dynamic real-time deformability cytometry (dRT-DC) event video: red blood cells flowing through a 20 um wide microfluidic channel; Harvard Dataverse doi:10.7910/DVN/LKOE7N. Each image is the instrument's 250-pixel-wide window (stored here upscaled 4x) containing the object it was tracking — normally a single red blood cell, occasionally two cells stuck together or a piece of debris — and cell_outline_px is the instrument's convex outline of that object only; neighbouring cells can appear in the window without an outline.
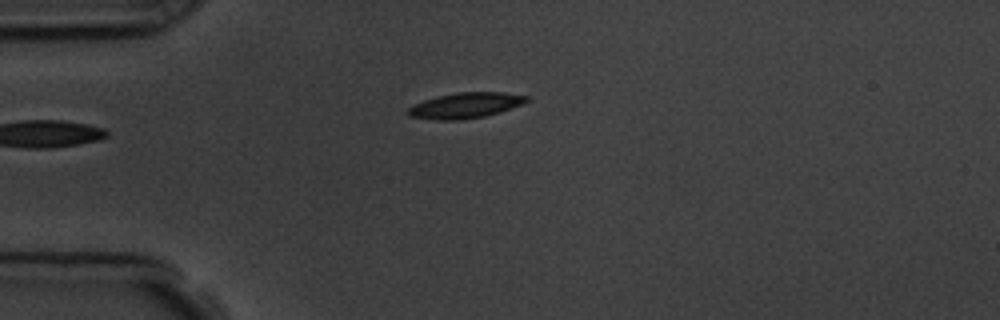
{"species": "common noctule bat (a hibernating species)", "species_latin": "Nyctalus noctula", "temperature_condition": "room temperature", "stored_images_in_passage": 38, "camera_frame_rate_fps": 3000, "um_per_image_px": 0.085, "animal": {"sex": "male", "body_mass_g": 19.5, "forearm_length_mm": 54.6}, "frame": {"image": 1, "passage_image": 1, "time_ms": 0.0, "image_size_px": [1000, 320], "cell_outline_px": [[528, 100], [520, 104], [500, 112], [484, 116], [460, 120], [436, 120], [408, 116], [408, 108], [412, 104], [436, 96], [456, 92], [504, 92], [528, 96]], "centroid_in_image_um": [39.51, 8.95], "position_along_channel_um": 45.5, "area_um2": 17.63}}
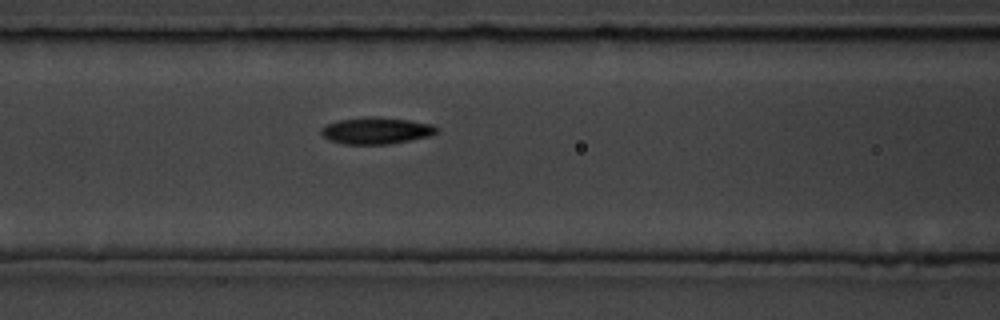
{"frame": {"image": 2, "passage_image": 10, "time_ms": 3.0, "image_size_px": [1000, 320], "cell_outline_px": [[436, 132], [428, 136], [388, 144], [344, 144], [328, 140], [320, 132], [320, 128], [324, 124], [340, 120], [364, 116], [380, 116], [408, 120], [432, 124], [436, 128]], "centroid_in_image_um": [31.9, 11.09], "position_along_channel_um": 134.7, "area_um2": 17.98}}
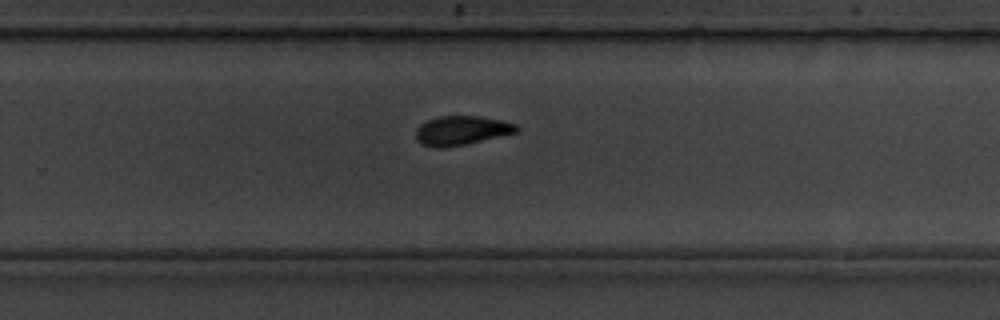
{"frame": {"image": 3, "passage_image": 23, "time_ms": 7.333, "image_size_px": [1000, 320], "cell_outline_px": [[516, 132], [464, 144], [444, 148], [436, 148], [420, 144], [416, 140], [416, 128], [420, 124], [428, 120], [440, 116], [480, 116], [500, 120], [516, 124]], "centroid_in_image_um": [39.14, 11.09], "position_along_channel_um": 290.7, "area_um2": 16.88}, "authors_computed_cell_mechanics": {"area_um2": 17.5712, "velocity_mm_per_s": 3.6091, "shape_relaxation_time_tau1_ms": 3.5769, "shape_relaxation_time_tau2_ms": 4.7484, "deformation_change_tau1": 0.128, "deformation_change_tau2": 0.1105}}